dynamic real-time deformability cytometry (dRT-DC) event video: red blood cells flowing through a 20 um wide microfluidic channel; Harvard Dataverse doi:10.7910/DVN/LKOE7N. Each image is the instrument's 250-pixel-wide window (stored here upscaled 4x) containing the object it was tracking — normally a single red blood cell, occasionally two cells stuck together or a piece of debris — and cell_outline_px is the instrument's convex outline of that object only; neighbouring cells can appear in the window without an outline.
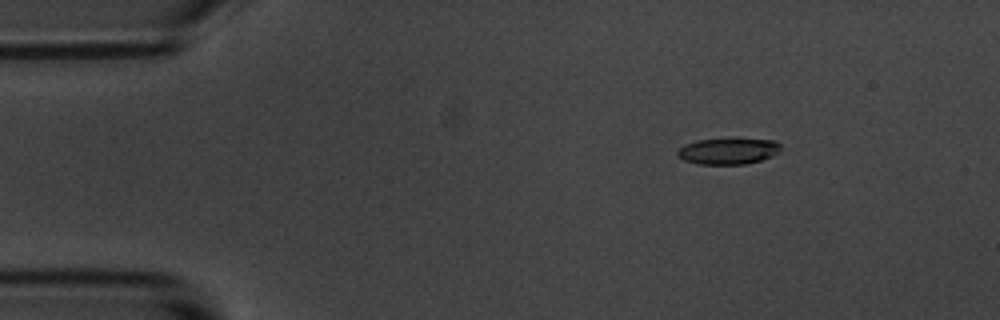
{"species": "common noctule bat (a hibernating species)", "species_latin": "Nyctalus noctula", "temperature_condition": "room temperature", "stored_images_in_passage": 15, "camera_frame_rate_fps": 3000, "um_per_image_px": 0.085, "animal": {"sex": "male", "body_mass_g": 20.1, "forearm_length_mm": 53.5}, "frame": {"image": 1, "passage_image": 3, "time_ms": 2.333, "image_size_px": [1000, 320], "cell_outline_px": [[780, 152], [772, 156], [760, 160], [744, 164], [700, 164], [684, 160], [676, 156], [676, 152], [684, 144], [696, 140], [736, 136], [772, 140], [780, 144]], "centroid_in_image_um": [61.89, 12.79], "position_along_channel_um": 23.1, "area_um2": 16.47}}
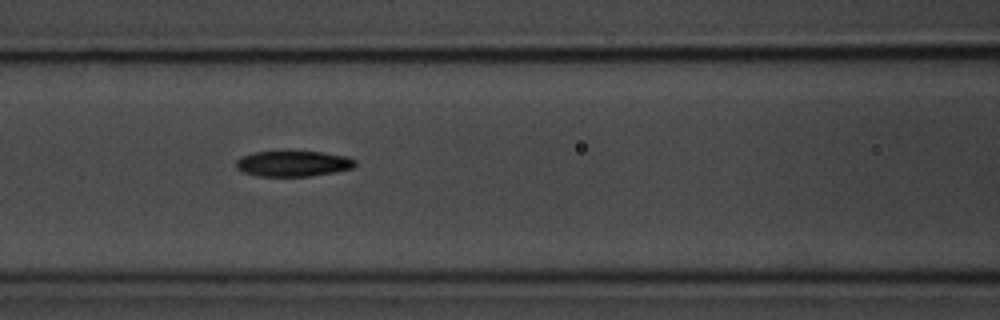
{"frame": {"image": 2, "passage_image": 7, "time_ms": 7.667, "image_size_px": [1000, 320], "cell_outline_px": [[356, 164], [352, 168], [332, 172], [308, 176], [256, 176], [244, 172], [236, 168], [236, 160], [240, 156], [252, 152], [320, 152], [348, 156], [356, 160]], "centroid_in_image_um": [24.89, 13.9], "position_along_channel_um": 141.7, "area_um2": 17.69}}
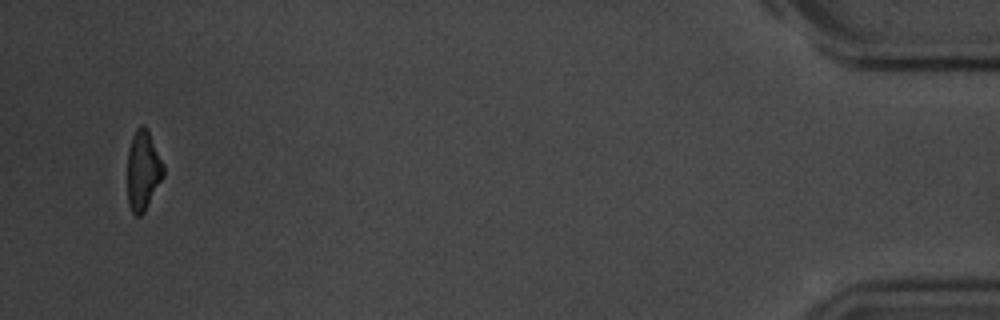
{"frame": {"image": 3, "passage_image": 15, "time_ms": 18.0, "image_size_px": [1000, 320], "cell_outline_px": [[164, 176], [144, 212], [140, 216], [136, 216], [132, 212], [128, 204], [128, 148], [132, 136], [136, 128], [140, 124], [144, 124], [148, 128], [164, 164]], "centroid_in_image_um": [12.17, 14.44], "position_along_channel_um": 423.0, "area_um2": 16.99}, "authors_computed_cell_mechanics": {"area_um2": 17.8602, "velocity_mm_per_s": 3.5254, "shape_relaxation_time_tau1_ms": 5.3374, "shape_relaxation_time_tau2_ms": 3.3216, "deformation_change_tau1": 0.1459, "deformation_change_tau2": 0.0968}}